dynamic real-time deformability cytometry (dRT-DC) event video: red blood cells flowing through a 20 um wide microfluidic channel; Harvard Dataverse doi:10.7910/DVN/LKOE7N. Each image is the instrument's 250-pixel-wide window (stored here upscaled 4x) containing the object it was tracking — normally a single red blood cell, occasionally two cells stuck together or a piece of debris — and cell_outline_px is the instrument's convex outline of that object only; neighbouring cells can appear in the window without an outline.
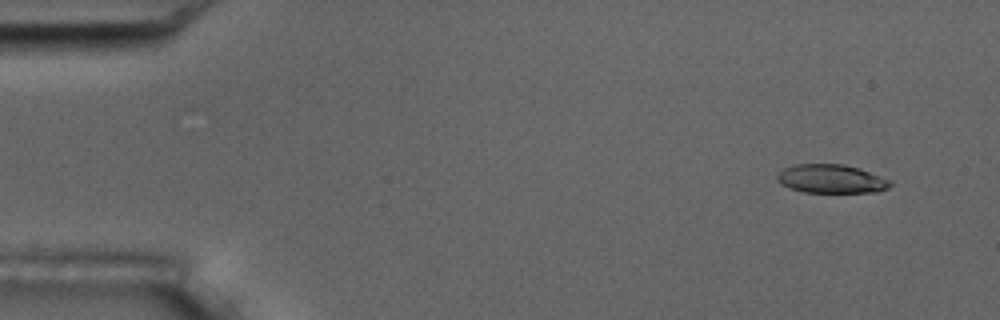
{"species": "common noctule bat (a hibernating species)", "species_latin": "Nyctalus noctula", "temperature_condition": "room temperature", "stored_images_in_passage": 5, "camera_frame_rate_fps": 3000, "um_per_image_px": 0.085, "animal": {"sex": "male", "body_mass_g": 17.5, "forearm_length_mm": 52.3}, "frame": {"image": 1, "passage_image": 1, "time_ms": 0.0, "image_size_px": [1000, 320], "cell_outline_px": [[892, 184], [888, 188], [876, 192], [804, 192], [788, 188], [780, 184], [776, 180], [776, 176], [784, 168], [796, 164], [844, 164], [892, 180]], "centroid_in_image_um": [70.63, 15.21], "position_along_channel_um": 14.4, "area_um2": 18.84}}
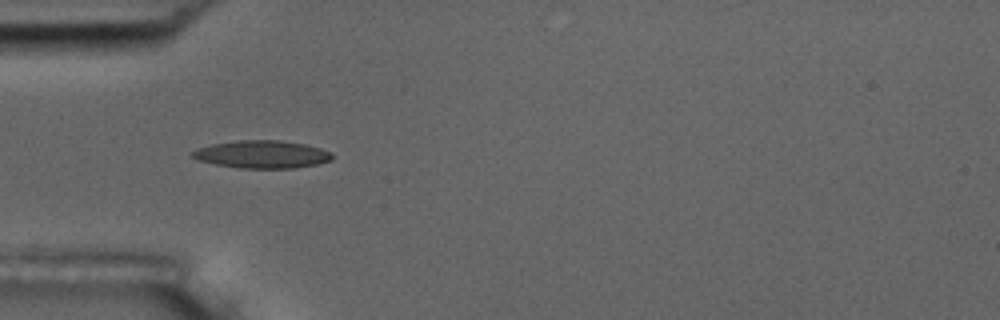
{"frame": {"image": 2, "passage_image": 4, "time_ms": 4.333, "image_size_px": [1000, 320], "cell_outline_px": [[332, 160], [316, 164], [292, 168], [240, 168], [216, 164], [196, 160], [192, 156], [192, 152], [196, 148], [212, 144], [240, 140], [280, 140], [304, 144], [320, 148], [332, 152]], "centroid_in_image_um": [22.26, 13.11], "position_along_channel_um": 62.7, "area_um2": 22.48}}